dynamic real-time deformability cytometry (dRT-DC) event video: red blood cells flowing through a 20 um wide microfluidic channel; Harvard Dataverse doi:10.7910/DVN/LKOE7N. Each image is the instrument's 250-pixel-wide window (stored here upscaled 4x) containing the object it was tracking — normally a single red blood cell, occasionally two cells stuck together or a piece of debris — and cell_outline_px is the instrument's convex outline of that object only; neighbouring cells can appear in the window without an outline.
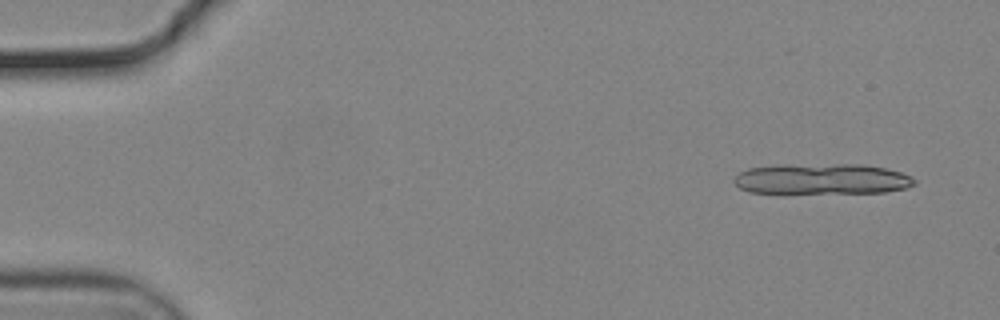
{"species": "common noctule bat (a hibernating species)", "species_latin": "Nyctalus noctula", "temperature_condition": "cold", "stored_images_in_passage": 13, "camera_frame_rate_fps": 3000, "um_per_image_px": 0.085, "animal": {"sex": "male", "body_mass_g": 19.2, "forearm_length_mm": 51.8}, "frame": {"image": 1, "passage_image": 4, "time_ms": 1.0, "image_size_px": [1000, 320], "cell_outline_px": [[916, 184], [908, 188], [884, 192], [748, 192], [740, 188], [732, 180], [740, 172], [748, 168], [840, 164], [864, 164], [884, 168], [900, 172], [916, 180]], "centroid_in_image_um": [69.94, 15.22], "position_along_channel_um": 15.1, "area_um2": 31.21}}